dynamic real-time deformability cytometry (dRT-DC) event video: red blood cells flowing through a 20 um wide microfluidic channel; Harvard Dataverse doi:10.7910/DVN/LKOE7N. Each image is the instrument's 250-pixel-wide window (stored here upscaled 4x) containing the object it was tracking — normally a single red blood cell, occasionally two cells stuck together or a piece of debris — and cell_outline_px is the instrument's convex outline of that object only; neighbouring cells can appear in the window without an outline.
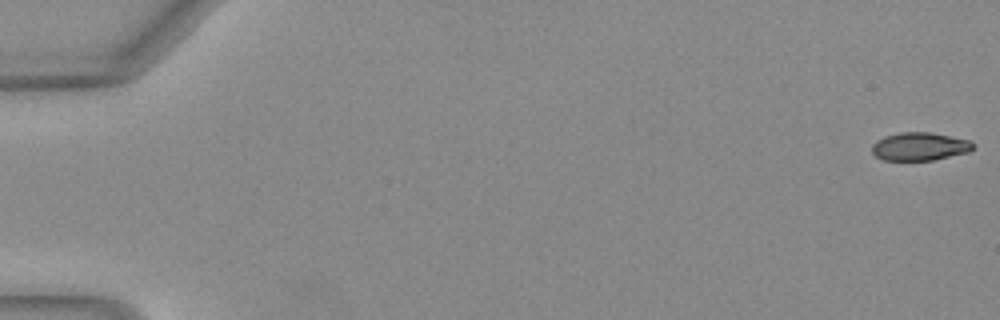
{"species": "Egyptian fruit bat (a non-hibernating species)", "species_latin": "Rousettus aegyptiacus", "temperature_condition": "warm", "stored_images_in_passage": 52, "camera_frame_rate_fps": 3000, "um_per_image_px": 0.085, "animal": {"sex": "female"}, "frame": {"image": 1, "passage_image": 1, "time_ms": 0.0, "image_size_px": [1000, 320], "cell_outline_px": [[976, 148], [968, 152], [932, 160], [880, 160], [872, 152], [872, 144], [876, 140], [884, 136], [900, 132], [928, 132], [972, 140], [976, 144]], "centroid_in_image_um": [78.19, 12.44], "position_along_channel_um": 6.8, "area_um2": 16.76}}
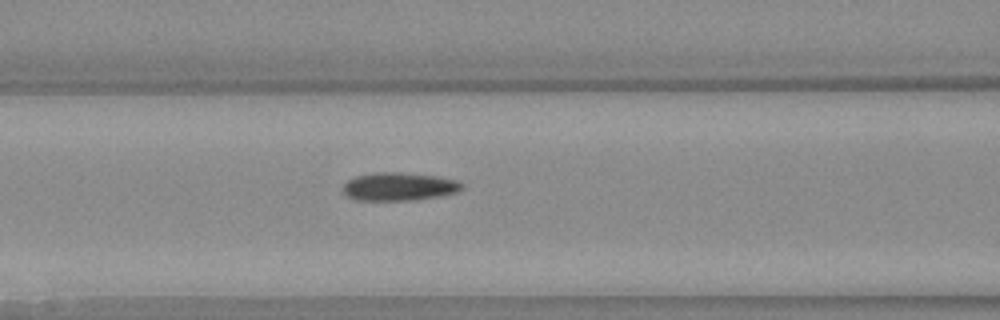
{"frame": {"image": 2, "passage_image": 23, "time_ms": 7.333, "image_size_px": [1000, 320], "cell_outline_px": [[464, 188], [456, 192], [436, 196], [412, 200], [356, 200], [348, 196], [344, 192], [344, 184], [348, 180], [356, 176], [376, 172], [400, 172], [432, 176], [456, 180], [464, 184]], "centroid_in_image_um": [33.9, 15.85], "position_along_channel_um": 132.7, "area_um2": 19.19}}
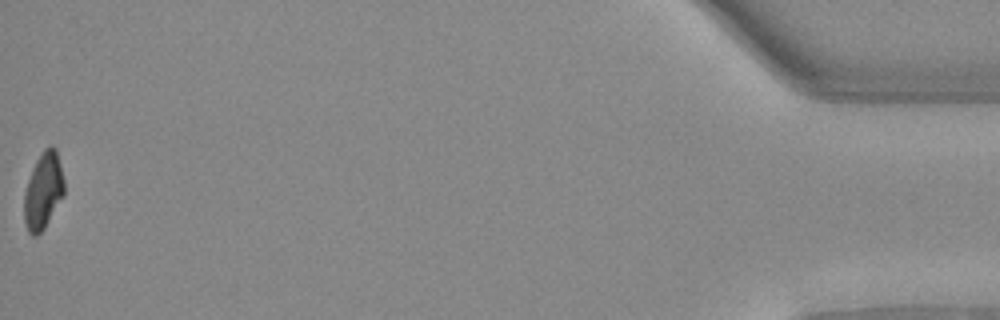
{"frame": {"image": 3, "passage_image": 52, "time_ms": 17.0, "image_size_px": [1000, 320], "cell_outline_px": [[64, 192], [44, 228], [36, 236], [32, 236], [28, 232], [24, 220], [24, 192], [32, 168], [36, 160], [44, 148], [48, 144], [52, 144], [56, 148], [64, 180]], "centroid_in_image_um": [3.66, 16.17], "position_along_channel_um": 431.5, "area_um2": 17.74}, "authors_computed_cell_mechanics": {"area_um2": 18.7561, "velocity_mm_per_s": 4.0618, "shape_relaxation_time_tau1_ms": 9.9524, "shape_relaxation_time_tau2_ms": 3.523, "deformation_change_tau1": 0.2764, "deformation_change_tau2": 0.0916}}